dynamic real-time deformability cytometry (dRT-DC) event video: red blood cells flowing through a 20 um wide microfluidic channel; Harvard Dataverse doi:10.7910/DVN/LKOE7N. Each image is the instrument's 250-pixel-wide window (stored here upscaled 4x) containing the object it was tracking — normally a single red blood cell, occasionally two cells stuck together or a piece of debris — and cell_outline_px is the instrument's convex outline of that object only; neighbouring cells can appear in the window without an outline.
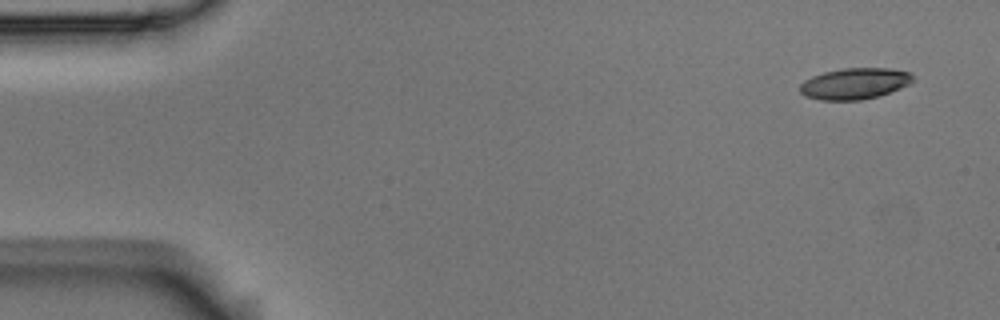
{"species": "Egyptian fruit bat (a non-hibernating species)", "species_latin": "Rousettus aegyptiacus", "temperature_condition": "room temperature", "stored_images_in_passage": 10, "camera_frame_rate_fps": 3000, "um_per_image_px": 0.085, "animal": {"sex": "male"}, "frame": {"image": 1, "passage_image": 1, "time_ms": 0.0, "image_size_px": [1000, 320], "cell_outline_px": [[916, 80], [900, 88], [880, 96], [860, 100], [820, 100], [804, 96], [800, 92], [800, 84], [804, 80], [812, 76], [824, 72], [840, 68], [892, 68], [908, 72]], "centroid_in_image_um": [72.63, 7.1], "position_along_channel_um": 12.4, "area_um2": 20.69}}
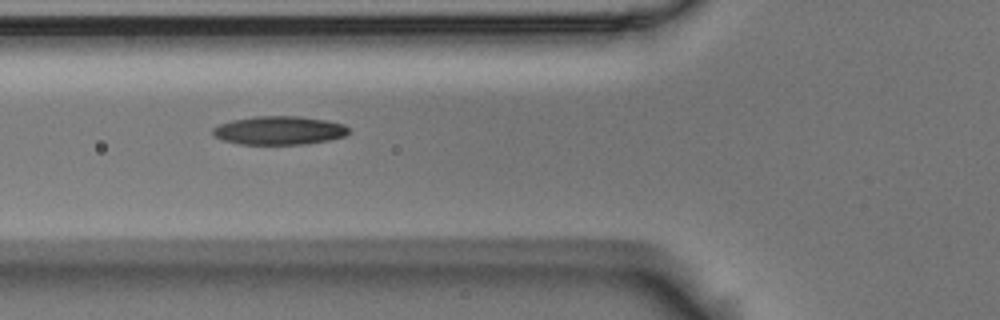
{"frame": {"image": 2, "passage_image": 6, "time_ms": 1.667, "image_size_px": [1000, 320], "cell_outline_px": [[348, 132], [344, 136], [328, 140], [308, 144], [240, 144], [220, 140], [212, 136], [212, 128], [220, 124], [232, 120], [252, 116], [300, 116], [324, 120], [344, 124], [348, 128]], "centroid_in_image_um": [23.67, 11.09], "position_along_channel_um": 102.1, "area_um2": 22.72}}
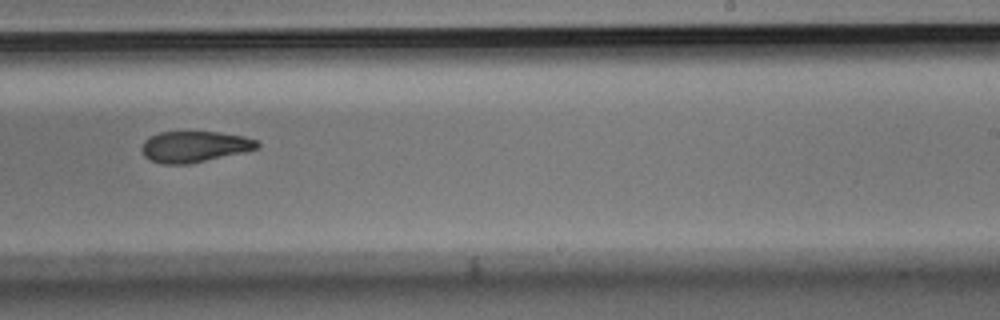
{"frame": {"image": 3, "passage_image": 10, "time_ms": 3.0, "image_size_px": [1000, 320], "cell_outline_px": [[260, 148], [244, 152], [188, 164], [164, 164], [148, 160], [144, 156], [140, 148], [144, 140], [148, 136], [160, 132], [216, 132], [244, 136], [256, 140], [260, 144]], "centroid_in_image_um": [16.49, 12.46], "position_along_channel_um": 272.5, "area_um2": 21.04}}